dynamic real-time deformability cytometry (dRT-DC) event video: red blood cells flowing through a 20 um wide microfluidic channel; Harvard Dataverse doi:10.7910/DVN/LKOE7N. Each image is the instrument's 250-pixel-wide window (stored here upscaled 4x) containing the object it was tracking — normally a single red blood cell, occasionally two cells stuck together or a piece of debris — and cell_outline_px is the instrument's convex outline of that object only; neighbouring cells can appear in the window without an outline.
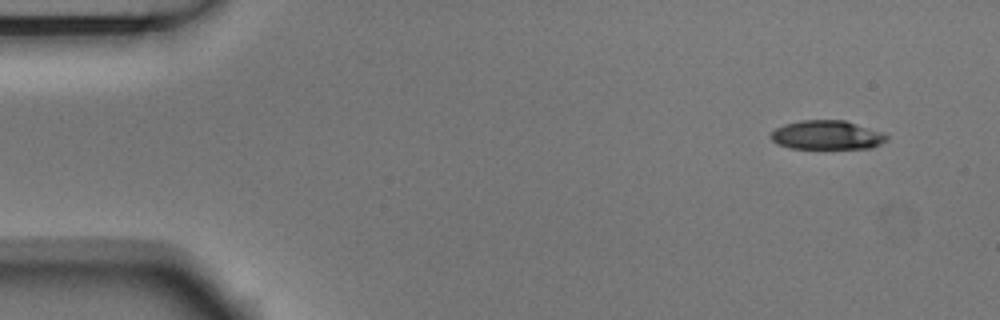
{"species": "Egyptian fruit bat (a non-hibernating species)", "species_latin": "Rousettus aegyptiacus", "temperature_condition": "room temperature", "stored_images_in_passage": 2, "camera_frame_rate_fps": 3000, "um_per_image_px": 0.085, "animal": {"sex": "male"}, "frame": {"image": 1, "passage_image": 1, "time_ms": 0.0, "image_size_px": [1000, 320], "cell_outline_px": [[888, 140], [872, 148], [792, 148], [776, 144], [768, 136], [776, 128], [784, 124], [800, 120], [844, 120], [884, 132], [888, 136]], "centroid_in_image_um": [70.29, 11.47], "position_along_channel_um": 14.7, "area_um2": 19.71}}